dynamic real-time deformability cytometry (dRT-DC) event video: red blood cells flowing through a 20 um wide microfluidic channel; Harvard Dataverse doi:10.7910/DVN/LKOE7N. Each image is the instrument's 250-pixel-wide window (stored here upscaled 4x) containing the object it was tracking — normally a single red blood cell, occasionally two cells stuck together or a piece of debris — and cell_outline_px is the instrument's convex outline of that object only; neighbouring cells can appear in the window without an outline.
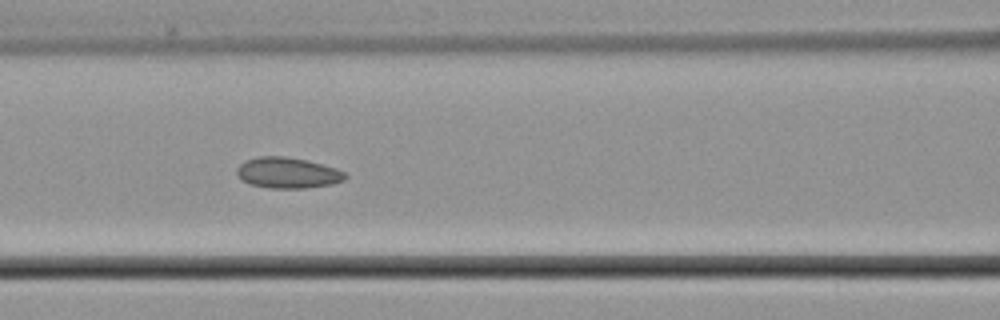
{"species": "common noctule bat (a hibernating species)", "species_latin": "Nyctalus noctula", "temperature_condition": "cold", "stored_images_in_passage": 9, "camera_frame_rate_fps": 3000, "um_per_image_px": 0.085, "animal": {"sex": "male", "body_mass_g": 21.5, "forearm_length_mm": 52.0}, "frame": {"image": 1, "passage_image": 6, "time_ms": 6.0, "image_size_px": [1000, 320], "cell_outline_px": [[348, 176], [344, 180], [332, 184], [304, 188], [272, 188], [248, 184], [236, 172], [236, 168], [240, 164], [248, 160], [260, 156], [284, 156], [308, 160], [336, 168], [344, 172]], "centroid_in_image_um": [24.48, 14.69], "position_along_channel_um": 142.1, "area_um2": 19.36}}
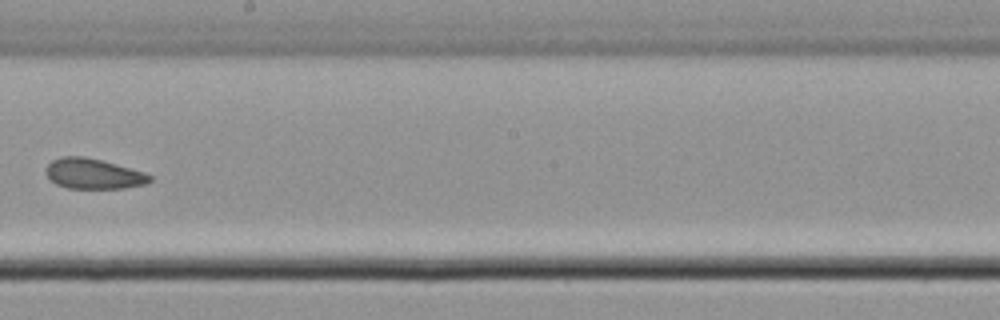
{"frame": {"image": 2, "passage_image": 8, "time_ms": 8.667, "image_size_px": [1000, 320], "cell_outline_px": [[152, 180], [148, 184], [124, 188], [68, 188], [56, 184], [48, 176], [48, 164], [52, 160], [60, 156], [84, 156], [116, 164], [144, 172], [152, 176]], "centroid_in_image_um": [7.98, 14.77], "position_along_channel_um": 240.2, "area_um2": 18.21}}
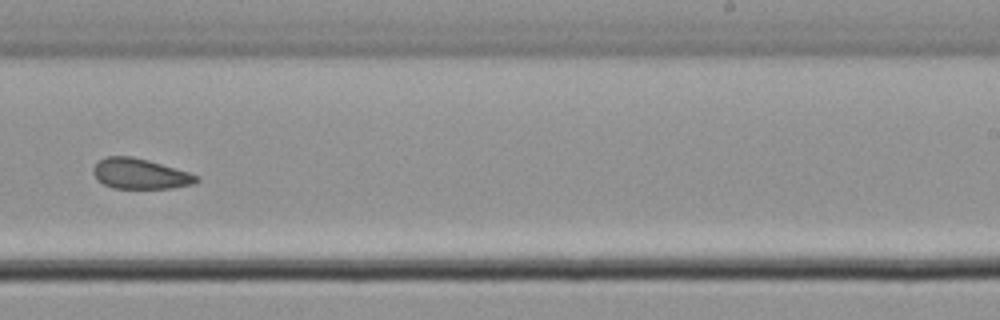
{"frame": {"image": 3, "passage_image": 9, "time_ms": 9.667, "image_size_px": [1000, 320], "cell_outline_px": [[200, 180], [196, 184], [172, 188], [112, 188], [96, 180], [92, 172], [92, 168], [100, 160], [108, 156], [132, 156], [148, 160], [188, 172], [200, 176]], "centroid_in_image_um": [11.92, 14.78], "position_along_channel_um": 277.1, "area_um2": 18.38}}